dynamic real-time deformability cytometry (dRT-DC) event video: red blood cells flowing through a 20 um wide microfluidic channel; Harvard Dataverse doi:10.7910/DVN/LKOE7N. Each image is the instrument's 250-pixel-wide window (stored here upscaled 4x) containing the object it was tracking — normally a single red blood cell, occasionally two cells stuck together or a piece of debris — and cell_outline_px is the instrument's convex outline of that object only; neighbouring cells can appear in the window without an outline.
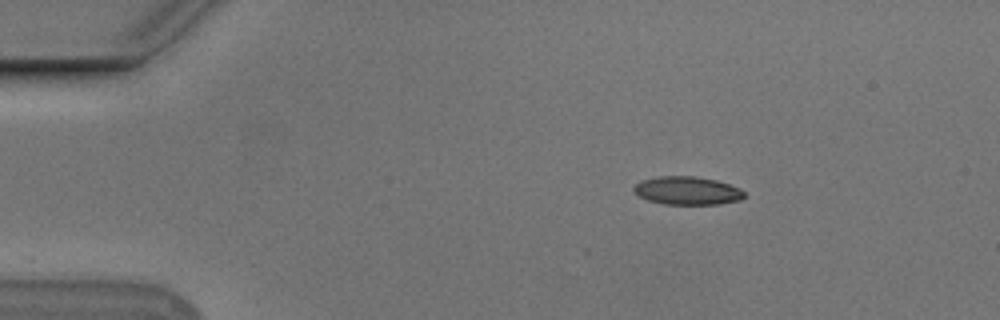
{"species": "Egyptian fruit bat (a non-hibernating species)", "species_latin": "Rousettus aegyptiacus", "temperature_condition": "cold", "stored_images_in_passage": 47, "camera_frame_rate_fps": 3000, "um_per_image_px": 0.085, "animal": {"sex": "male"}, "frame": {"image": 1, "passage_image": 1, "time_ms": 0.0, "image_size_px": [1000, 320], "cell_outline_px": [[744, 196], [740, 200], [720, 204], [664, 204], [648, 200], [640, 196], [632, 188], [640, 180], [660, 176], [692, 176], [716, 180], [728, 184], [744, 192]], "centroid_in_image_um": [58.39, 16.2], "position_along_channel_um": 26.6, "area_um2": 17.92}}
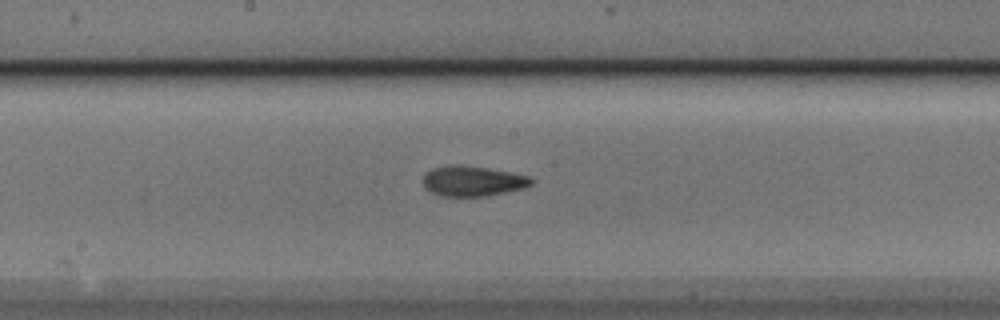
{"frame": {"image": 2, "passage_image": 21, "time_ms": 6.667, "image_size_px": [1000, 320], "cell_outline_px": [[532, 184], [524, 188], [488, 196], [440, 196], [424, 188], [424, 176], [432, 168], [448, 164], [460, 164], [488, 168], [528, 176], [532, 180]], "centroid_in_image_um": [40.15, 15.38], "position_along_channel_um": 208.0, "area_um2": 19.07}}
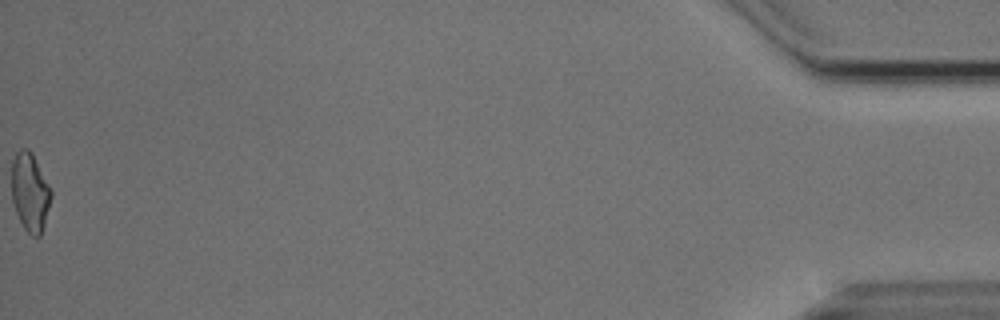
{"frame": {"image": 3, "passage_image": 47, "time_ms": 15.333, "image_size_px": [1000, 320], "cell_outline_px": [[52, 196], [44, 224], [40, 236], [32, 236], [24, 228], [16, 212], [12, 200], [12, 160], [16, 152], [20, 148], [28, 148], [32, 152], [52, 192]], "centroid_in_image_um": [2.54, 16.3], "position_along_channel_um": 432.7, "area_um2": 17.92}, "authors_computed_cell_mechanics": {"area_um2": 18.496, "velocity_mm_per_s": 3.761, "shape_relaxation_time_tau1_ms": 10.7397, "shape_relaxation_time_tau2_ms": 2.5049, "deformation_change_tau1": 0.1921, "deformation_change_tau2": 0.0897}}